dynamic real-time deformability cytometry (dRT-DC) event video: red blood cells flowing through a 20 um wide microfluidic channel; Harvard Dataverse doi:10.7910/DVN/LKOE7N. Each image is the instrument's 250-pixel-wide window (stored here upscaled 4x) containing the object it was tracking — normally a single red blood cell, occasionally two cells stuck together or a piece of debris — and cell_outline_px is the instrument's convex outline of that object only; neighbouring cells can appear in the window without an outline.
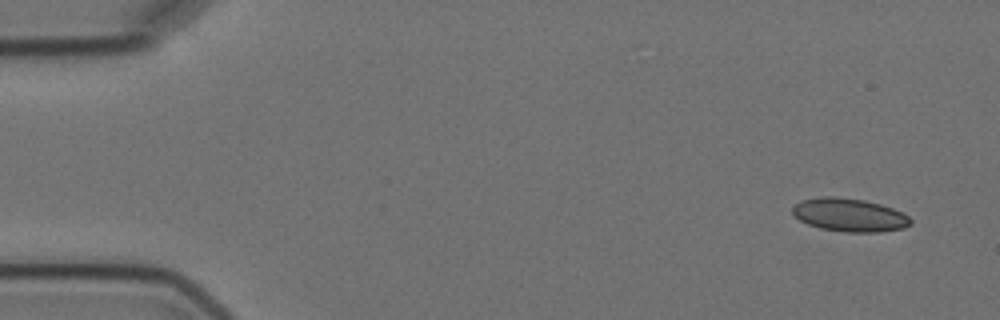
{"species": "Egyptian fruit bat (a non-hibernating species)", "species_latin": "Rousettus aegyptiacus", "temperature_condition": "cold", "stored_images_in_passage": 5, "camera_frame_rate_fps": 3000, "um_per_image_px": 0.085, "animal": {"sex": "female"}, "frame": {"image": 1, "passage_image": 1, "time_ms": 0.0, "image_size_px": [1000, 320], "cell_outline_px": [[912, 224], [904, 228], [880, 232], [844, 232], [820, 228], [808, 224], [792, 216], [792, 204], [800, 200], [820, 196], [836, 196], [864, 200], [880, 204], [892, 208], [908, 216], [912, 220]], "centroid_in_image_um": [72.15, 18.26], "position_along_channel_um": 12.8, "area_um2": 23.18}}